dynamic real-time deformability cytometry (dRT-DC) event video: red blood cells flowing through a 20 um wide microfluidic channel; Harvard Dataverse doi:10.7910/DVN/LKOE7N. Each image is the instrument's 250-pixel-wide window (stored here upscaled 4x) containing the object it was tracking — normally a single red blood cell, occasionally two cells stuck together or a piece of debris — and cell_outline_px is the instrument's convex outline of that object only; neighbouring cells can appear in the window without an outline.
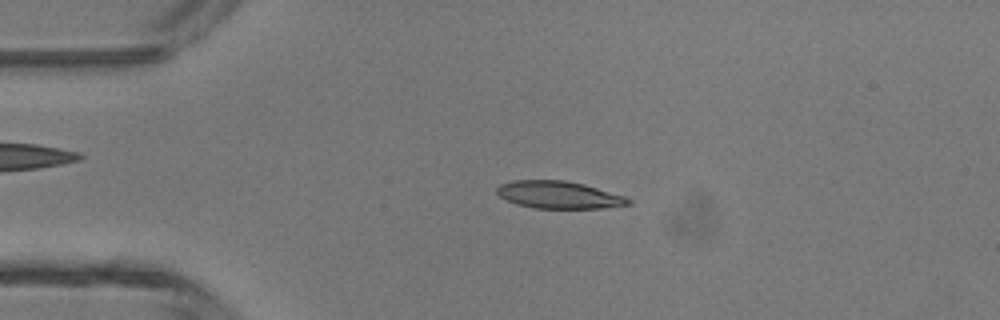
{"species": "common noctule bat (a hibernating species)", "species_latin": "Nyctalus noctula", "temperature_condition": "room temperature", "stored_images_in_passage": 46, "camera_frame_rate_fps": 3000, "um_per_image_px": 0.085, "animal": {"sex": "male", "body_mass_g": 13.3}, "frame": {"image": 1, "passage_image": 10, "time_ms": 3.0, "image_size_px": [1000, 320], "cell_outline_px": [[632, 204], [604, 208], [532, 208], [516, 204], [500, 196], [496, 192], [496, 188], [500, 184], [512, 180], [564, 180], [584, 184], [624, 196], [632, 200]], "centroid_in_image_um": [47.49, 16.56], "position_along_channel_um": 37.5, "area_um2": 20.98}}
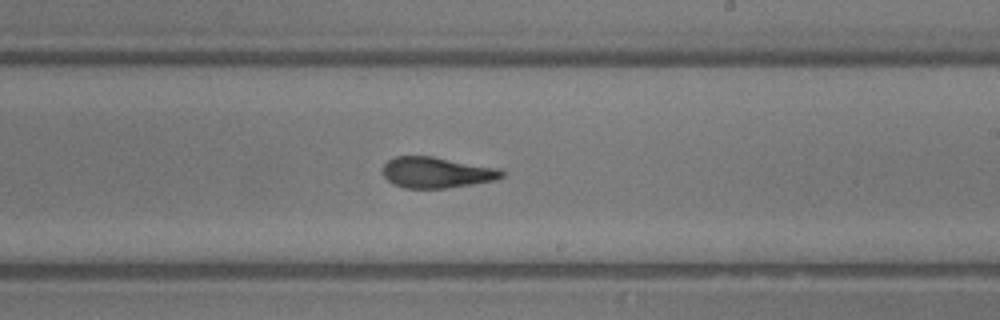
{"frame": {"image": 2, "passage_image": 27, "time_ms": 8.667, "image_size_px": [1000, 320], "cell_outline_px": [[504, 176], [496, 180], [472, 184], [444, 188], [404, 188], [392, 184], [384, 176], [384, 164], [388, 160], [396, 156], [432, 156], [500, 168], [504, 172]], "centroid_in_image_um": [37.13, 14.66], "position_along_channel_um": 251.9, "area_um2": 21.44}}
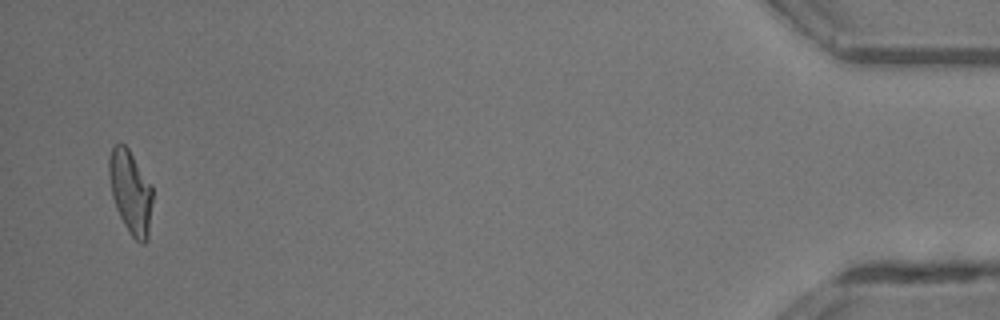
{"frame": {"image": 3, "passage_image": 45, "time_ms": 14.667, "image_size_px": [1000, 320], "cell_outline_px": [[152, 200], [148, 240], [144, 244], [140, 244], [132, 236], [124, 224], [116, 208], [112, 196], [108, 176], [108, 156], [112, 148], [120, 140], [128, 148], [152, 184]], "centroid_in_image_um": [11.09, 16.29], "position_along_channel_um": 424.1, "area_um2": 21.44}, "authors_computed_cell_mechanics": {"area_um2": 21.4438, "velocity_mm_per_s": 4.3699, "shape_relaxation_time_tau1_ms": 5.0301, "shape_relaxation_time_tau2_ms": 1.412, "deformation_change_tau1": 0.1902, "deformation_change_tau2": 0.1045}}